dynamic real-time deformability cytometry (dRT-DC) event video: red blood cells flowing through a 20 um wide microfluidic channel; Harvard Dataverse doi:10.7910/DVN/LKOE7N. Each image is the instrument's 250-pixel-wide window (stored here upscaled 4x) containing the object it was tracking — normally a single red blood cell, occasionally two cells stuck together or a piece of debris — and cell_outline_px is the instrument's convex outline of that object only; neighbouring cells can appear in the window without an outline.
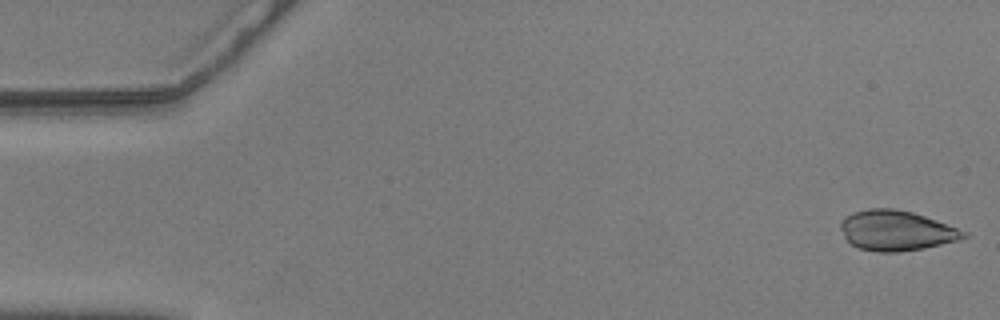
{"species": "common noctule bat (a hibernating species)", "species_latin": "Nyctalus noctula", "temperature_condition": "warm", "stored_images_in_passage": 11, "camera_frame_rate_fps": 3000, "um_per_image_px": 0.085, "animal": {"sex": "male", "body_mass_g": 20.5, "forearm_length_mm": 52.5}, "frame": {"image": 1, "passage_image": 1, "time_ms": 0.0, "image_size_px": [1000, 320], "cell_outline_px": [[968, 236], [960, 240], [924, 248], [900, 252], [876, 252], [860, 248], [852, 244], [844, 236], [840, 228], [840, 220], [844, 216], [852, 212], [868, 208], [896, 208], [912, 212], [936, 220], [968, 232]], "centroid_in_image_um": [76.17, 19.59], "position_along_channel_um": 8.8, "area_um2": 28.96}}